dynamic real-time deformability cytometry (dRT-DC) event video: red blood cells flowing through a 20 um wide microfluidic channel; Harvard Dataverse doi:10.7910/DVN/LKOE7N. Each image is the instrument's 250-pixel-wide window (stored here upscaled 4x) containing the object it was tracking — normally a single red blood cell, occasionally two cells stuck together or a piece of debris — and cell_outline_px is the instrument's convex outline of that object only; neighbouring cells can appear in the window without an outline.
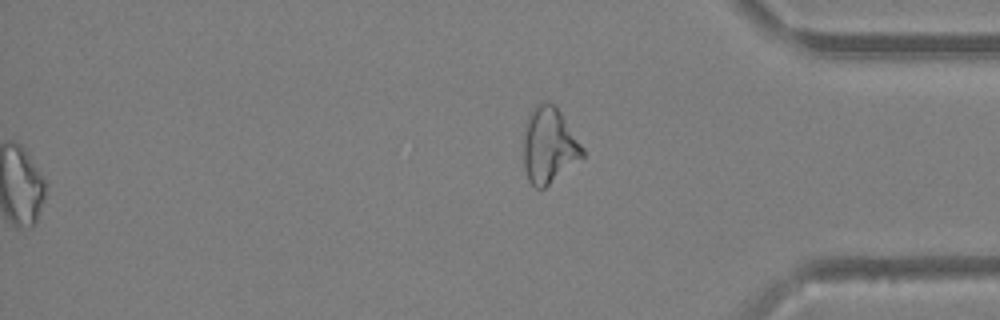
{"species": "Egyptian fruit bat (a non-hibernating species)", "species_latin": "Rousettus aegyptiacus", "temperature_condition": "warm", "stored_images_in_passage": 53, "segment_of_instrument_passage": [2, 2], "camera_frame_rate_fps": 3000, "um_per_image_px": 0.085, "animal": {"sex": "female"}, "frame": {"image": 1, "passage_image": 53, "time_ms": 17.333, "image_size_px": [1000, 320], "cell_outline_px": [[584, 156], [544, 188], [536, 188], [528, 180], [524, 168], [524, 124], [528, 112], [536, 104], [548, 100], [556, 104], [584, 148]], "centroid_in_image_um": [46.65, 12.29], "position_along_channel_um": 388.6, "area_um2": 26.36}}